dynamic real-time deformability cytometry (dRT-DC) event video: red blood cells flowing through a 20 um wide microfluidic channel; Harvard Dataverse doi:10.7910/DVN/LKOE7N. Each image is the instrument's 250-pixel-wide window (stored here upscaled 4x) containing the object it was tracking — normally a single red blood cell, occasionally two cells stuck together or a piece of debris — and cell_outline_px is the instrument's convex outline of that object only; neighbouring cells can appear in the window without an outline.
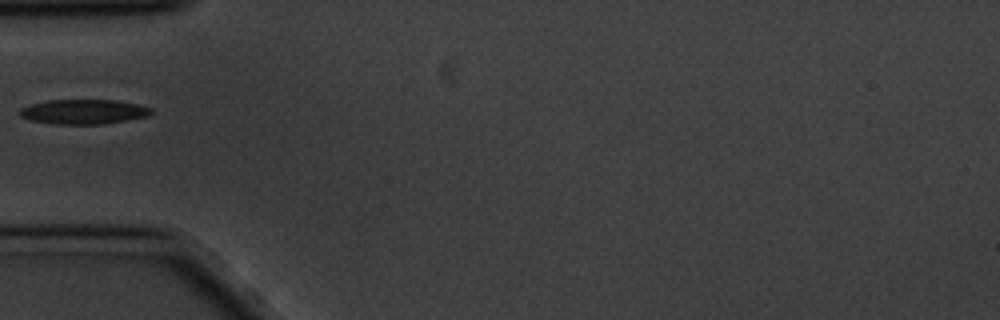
{"species": "common noctule bat (a hibernating species)", "species_latin": "Nyctalus noctula", "temperature_condition": "cold", "stored_images_in_passage": 25, "camera_frame_rate_fps": 3000, "um_per_image_px": 0.085, "animal": {"sex": "male", "body_mass_g": 20.1, "forearm_length_mm": 53.5}, "frame": {"image": 1, "passage_image": 1, "time_ms": 0.0, "image_size_px": [1000, 320], "cell_outline_px": [[152, 112], [148, 116], [128, 120], [104, 124], [52, 124], [28, 120], [20, 116], [20, 108], [28, 104], [48, 100], [116, 100], [136, 104], [152, 108]], "centroid_in_image_um": [7.07, 9.5], "position_along_channel_um": 77.9, "area_um2": 19.07}}